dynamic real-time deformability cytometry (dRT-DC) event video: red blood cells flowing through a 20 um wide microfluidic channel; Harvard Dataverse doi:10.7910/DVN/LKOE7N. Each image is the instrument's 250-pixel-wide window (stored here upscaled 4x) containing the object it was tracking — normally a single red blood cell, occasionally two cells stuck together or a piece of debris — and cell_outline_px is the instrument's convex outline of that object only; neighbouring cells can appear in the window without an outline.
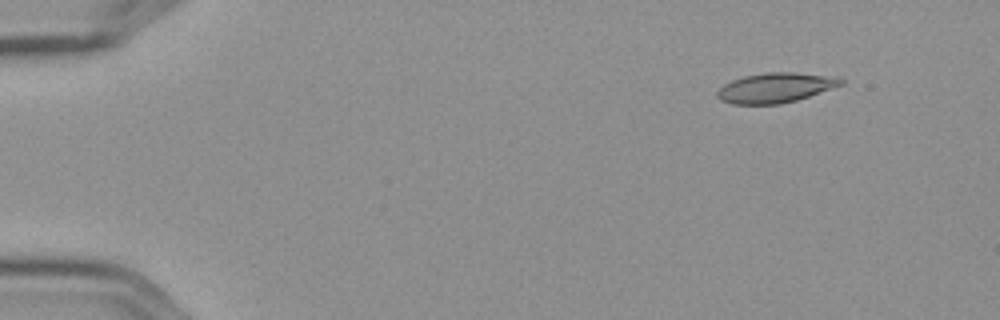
{"species": "Egyptian fruit bat (a non-hibernating species)", "species_latin": "Rousettus aegyptiacus", "temperature_condition": "cold", "stored_images_in_passage": 5, "camera_frame_rate_fps": 3000, "um_per_image_px": 0.085, "frame": {"image": 1, "passage_image": 2, "time_ms": 0.333, "image_size_px": [1000, 320], "cell_outline_px": [[844, 84], [796, 100], [780, 104], [732, 104], [720, 100], [716, 96], [716, 92], [724, 84], [732, 80], [744, 76], [764, 72], [796, 72], [840, 76], [844, 80]], "centroid_in_image_um": [65.93, 7.44], "position_along_channel_um": 19.1, "area_um2": 21.73}}
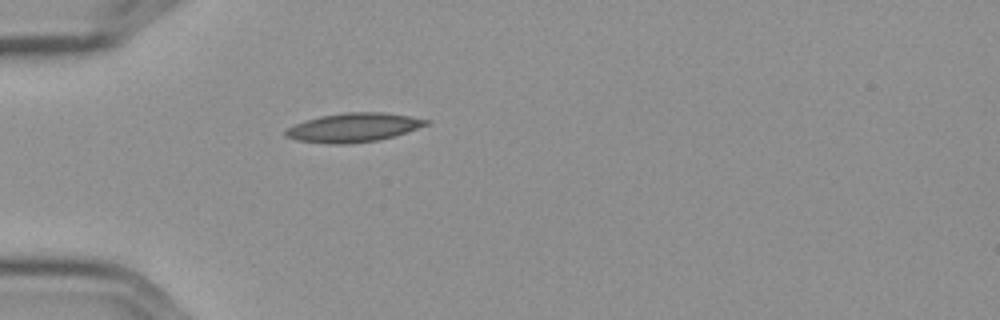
{"frame": {"image": 2, "passage_image": 5, "time_ms": 1.333, "image_size_px": [1000, 320], "cell_outline_px": [[432, 120], [428, 124], [396, 136], [380, 140], [348, 144], [328, 144], [296, 140], [284, 136], [284, 132], [288, 128], [304, 120], [320, 116], [344, 112], [384, 112]], "centroid_in_image_um": [30.05, 10.84], "position_along_channel_um": 55.0, "area_um2": 23.87}}